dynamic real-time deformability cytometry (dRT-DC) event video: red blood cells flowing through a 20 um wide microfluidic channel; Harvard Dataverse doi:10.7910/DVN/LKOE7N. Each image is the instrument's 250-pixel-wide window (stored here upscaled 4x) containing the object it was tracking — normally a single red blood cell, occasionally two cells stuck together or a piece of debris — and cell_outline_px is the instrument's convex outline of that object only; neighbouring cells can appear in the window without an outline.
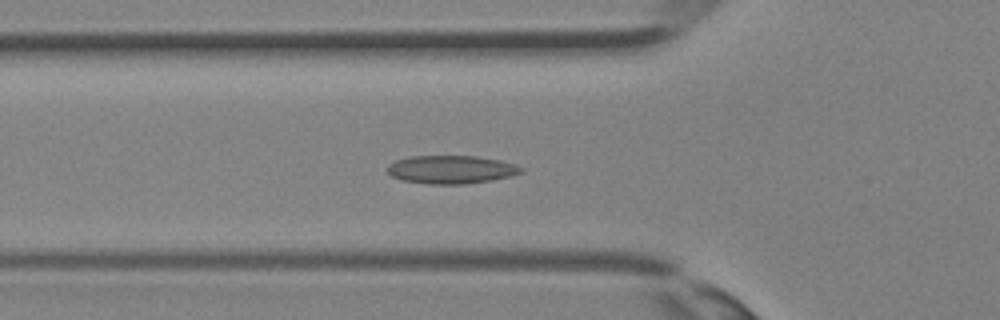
{"species": "Egyptian fruit bat (a non-hibernating species)", "species_latin": "Rousettus aegyptiacus", "temperature_condition": "room temperature", "stored_images_in_passage": 36, "camera_frame_rate_fps": 3000, "um_per_image_px": 0.085, "animal": {"sex": "female"}, "frame": {"image": 1, "passage_image": 13, "time_ms": 4.0, "image_size_px": [1000, 320], "cell_outline_px": [[524, 172], [512, 176], [492, 180], [464, 184], [428, 184], [404, 180], [392, 176], [388, 172], [388, 164], [396, 160], [408, 156], [476, 156], [500, 160], [516, 164], [524, 168]], "centroid_in_image_um": [38.39, 14.4], "position_along_channel_um": 87.4, "area_um2": 22.08}}
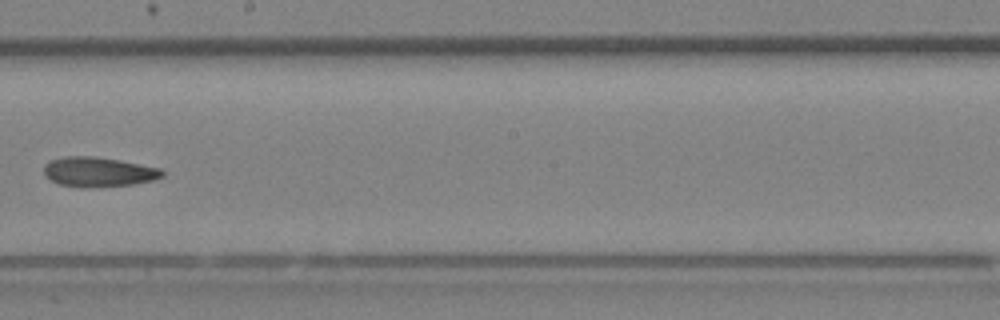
{"frame": {"image": 2, "passage_image": 21, "time_ms": 6.667, "image_size_px": [1000, 320], "cell_outline_px": [[164, 176], [152, 180], [132, 184], [80, 188], [60, 184], [44, 176], [44, 164], [48, 160], [64, 156], [96, 156], [120, 160], [160, 168], [164, 172]], "centroid_in_image_um": [8.33, 14.6], "position_along_channel_um": 239.9, "area_um2": 20.58}}
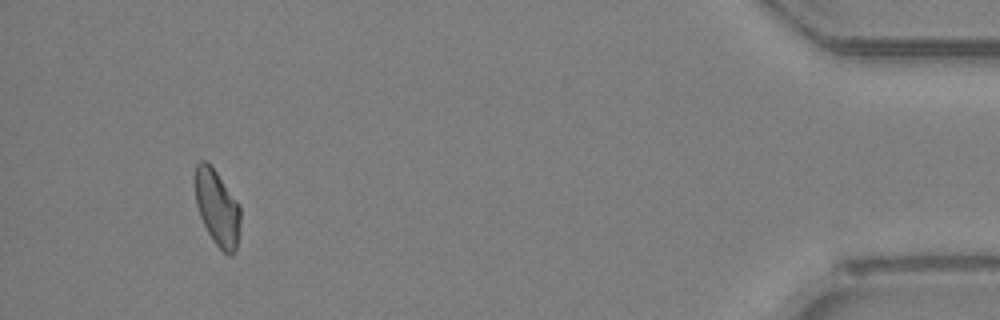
{"frame": {"image": 3, "passage_image": 34, "time_ms": 11.0, "image_size_px": [1000, 320], "cell_outline_px": [[240, 232], [236, 248], [232, 256], [228, 256], [212, 240], [200, 216], [196, 204], [196, 164], [200, 160], [204, 160], [216, 172], [240, 204]], "centroid_in_image_um": [18.5, 17.71], "position_along_channel_um": 416.7, "area_um2": 19.83}}